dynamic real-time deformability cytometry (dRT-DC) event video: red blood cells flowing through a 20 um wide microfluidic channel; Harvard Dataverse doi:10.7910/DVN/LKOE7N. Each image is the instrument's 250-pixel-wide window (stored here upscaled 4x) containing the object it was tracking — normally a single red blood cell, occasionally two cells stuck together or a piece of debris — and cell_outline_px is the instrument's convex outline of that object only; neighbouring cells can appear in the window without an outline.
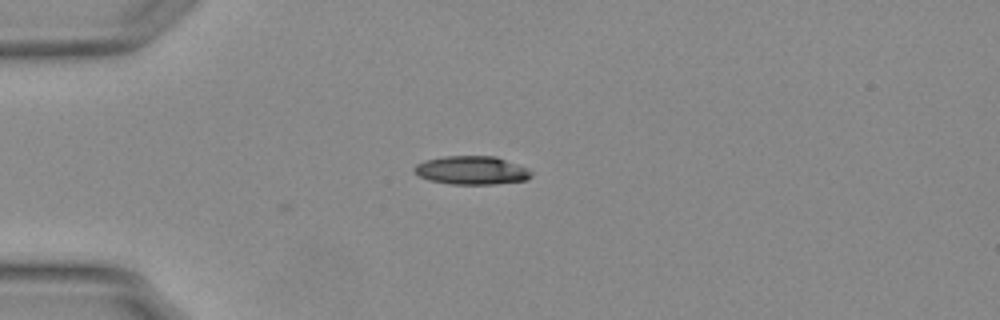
{"species": "Egyptian fruit bat (a non-hibernating species)", "species_latin": "Rousettus aegyptiacus", "temperature_condition": "warm", "stored_images_in_passage": 3, "camera_frame_rate_fps": 3000, "um_per_image_px": 0.085, "animal": {"sex": "female"}, "frame": {"image": 1, "passage_image": 1, "time_ms": 0.0, "image_size_px": [1000, 320], "cell_outline_px": [[532, 176], [528, 180], [496, 184], [452, 184], [428, 180], [412, 172], [412, 168], [416, 164], [424, 160], [444, 156], [496, 156], [528, 168], [532, 172]], "centroid_in_image_um": [40.08, 14.47], "position_along_channel_um": 44.9, "area_um2": 19.65}}